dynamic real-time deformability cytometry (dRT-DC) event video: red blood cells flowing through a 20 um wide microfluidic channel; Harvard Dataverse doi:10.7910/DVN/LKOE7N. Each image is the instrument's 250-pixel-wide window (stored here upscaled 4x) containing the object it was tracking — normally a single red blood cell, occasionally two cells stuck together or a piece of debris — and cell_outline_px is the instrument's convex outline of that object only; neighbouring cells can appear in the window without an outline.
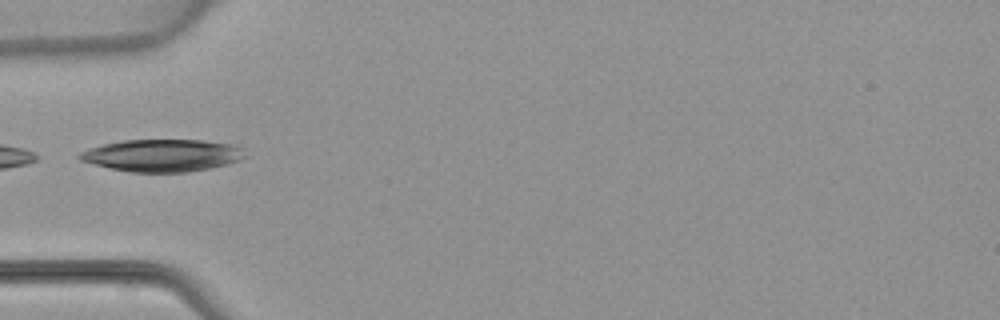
{"species": "common noctule bat (a hibernating species)", "species_latin": "Nyctalus noctula", "temperature_condition": "warm", "stored_images_in_passage": 4, "camera_frame_rate_fps": 3000, "um_per_image_px": 0.085, "animal": {"sex": "female", "body_mass_g": 22.7, "forearm_length_mm": 54.2}, "frame": {"image": 1, "passage_image": 4, "time_ms": 3.667, "image_size_px": [1000, 320], "cell_outline_px": [[248, 156], [240, 160], [228, 164], [188, 172], [132, 172], [112, 168], [80, 160], [76, 156], [80, 152], [104, 144], [120, 140], [204, 140], [236, 144], [244, 148]], "centroid_in_image_um": [13.89, 13.2], "position_along_channel_um": 71.1, "area_um2": 31.21}}